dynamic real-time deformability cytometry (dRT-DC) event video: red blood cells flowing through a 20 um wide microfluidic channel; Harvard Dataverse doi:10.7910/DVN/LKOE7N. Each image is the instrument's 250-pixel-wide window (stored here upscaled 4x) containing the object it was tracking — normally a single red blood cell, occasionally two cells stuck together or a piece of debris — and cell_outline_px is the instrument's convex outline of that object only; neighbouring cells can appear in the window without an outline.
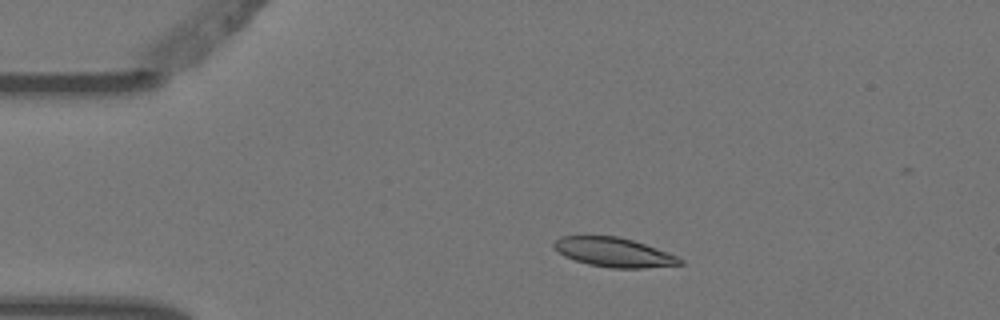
{"species": "Egyptian fruit bat (a non-hibernating species)", "species_latin": "Rousettus aegyptiacus", "temperature_condition": "warm", "stored_images_in_passage": 5, "camera_frame_rate_fps": 3000, "um_per_image_px": 0.085, "animal": {"sex": "female"}, "frame": {"image": 1, "passage_image": 2, "time_ms": 0.333, "image_size_px": [1000, 320], "cell_outline_px": [[684, 264], [644, 268], [612, 268], [588, 264], [564, 256], [552, 244], [560, 236], [616, 236], [632, 240], [656, 248], [676, 256], [684, 260]], "centroid_in_image_um": [52.19, 21.45], "position_along_channel_um": 32.8, "area_um2": 21.21}}
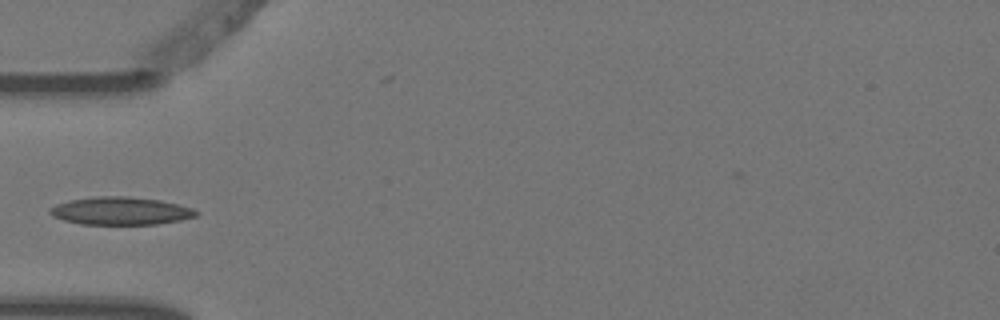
{"frame": {"image": 2, "passage_image": 4, "time_ms": 1.0, "image_size_px": [1000, 320], "cell_outline_px": [[200, 212], [196, 216], [180, 220], [156, 224], [80, 224], [64, 220], [52, 216], [48, 212], [56, 204], [68, 200], [96, 196], [128, 196], [160, 200], [192, 208]], "centroid_in_image_um": [10.24, 17.92], "position_along_channel_um": 74.8, "area_um2": 23.64}}